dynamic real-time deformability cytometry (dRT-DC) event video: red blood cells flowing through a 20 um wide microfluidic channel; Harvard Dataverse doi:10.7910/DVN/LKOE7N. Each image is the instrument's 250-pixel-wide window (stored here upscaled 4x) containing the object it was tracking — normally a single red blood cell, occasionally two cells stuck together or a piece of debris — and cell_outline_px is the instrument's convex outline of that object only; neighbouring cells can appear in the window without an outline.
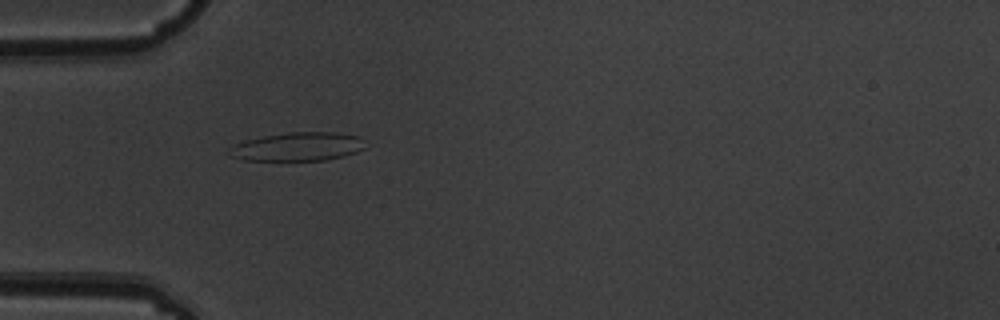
{"species": "common noctule bat (a hibernating species)", "species_latin": "Nyctalus noctula", "temperature_condition": "warm", "stored_images_in_passage": 8, "camera_frame_rate_fps": 3000, "um_per_image_px": 0.085, "animal": {"sex": "male", "body_mass_g": 19.5, "forearm_length_mm": 54.6}, "frame": {"image": 1, "passage_image": 4, "time_ms": 1.0, "image_size_px": [1000, 320], "cell_outline_px": [[364, 148], [356, 152], [344, 156], [324, 160], [244, 160], [228, 156], [228, 148], [244, 140], [264, 136], [288, 132], [336, 132], [360, 136]], "centroid_in_image_um": [25.27, 12.46], "position_along_channel_um": 59.7, "area_um2": 22.66}}
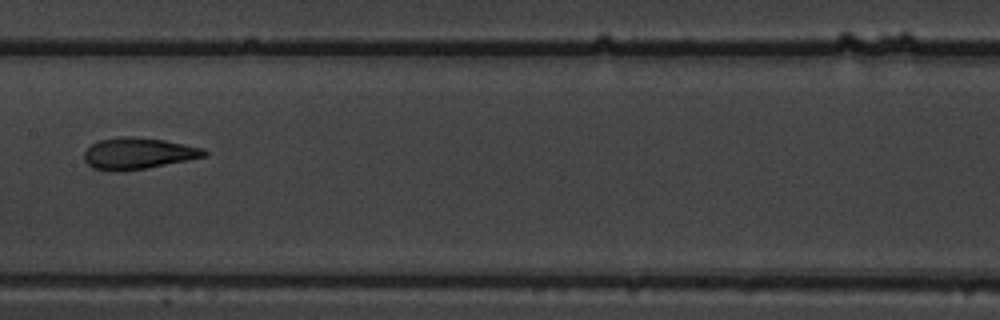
{"frame": {"image": 2, "passage_image": 7, "time_ms": 2.0, "image_size_px": [1000, 320], "cell_outline_px": [[208, 152], [204, 156], [188, 160], [148, 168], [116, 172], [112, 172], [92, 168], [84, 160], [84, 152], [92, 144], [100, 140], [120, 136], [128, 136], [164, 140], [204, 148]], "centroid_in_image_um": [11.71, 13.05], "position_along_channel_um": 195.7, "area_um2": 22.02}}
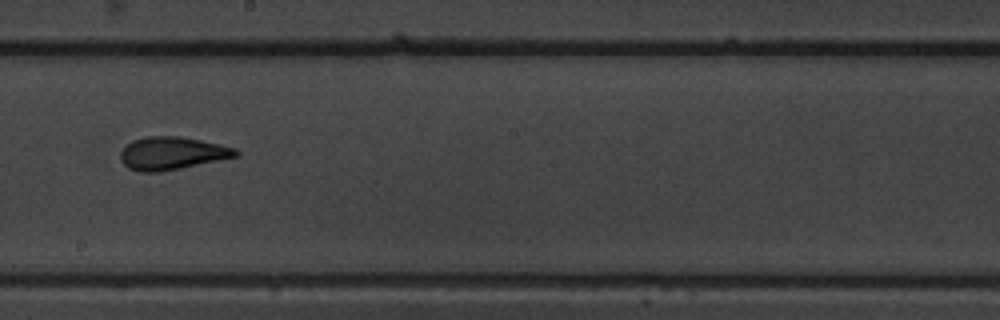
{"frame": {"image": 3, "passage_image": 8, "time_ms": 2.333, "image_size_px": [1000, 320], "cell_outline_px": [[240, 156], [160, 172], [140, 172], [128, 168], [120, 160], [120, 152], [132, 140], [144, 136], [180, 136], [220, 144], [236, 148], [240, 152]], "centroid_in_image_um": [14.63, 13.02], "position_along_channel_um": 233.6, "area_um2": 22.2}}